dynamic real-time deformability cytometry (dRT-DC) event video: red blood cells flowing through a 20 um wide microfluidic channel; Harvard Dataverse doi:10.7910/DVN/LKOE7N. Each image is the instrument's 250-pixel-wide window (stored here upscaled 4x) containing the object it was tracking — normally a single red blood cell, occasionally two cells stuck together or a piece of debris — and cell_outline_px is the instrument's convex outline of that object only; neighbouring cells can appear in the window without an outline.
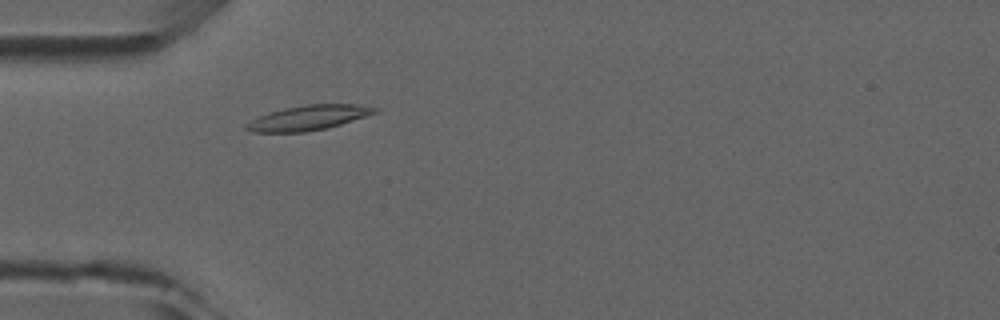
{"species": "common noctule bat (a hibernating species)", "species_latin": "Nyctalus noctula", "temperature_condition": "room temperature", "stored_images_in_passage": 3, "camera_frame_rate_fps": 3000, "um_per_image_px": 0.085, "animal": {"sex": "male", "forearm_length_mm": 52.5}, "frame": {"image": 1, "passage_image": 3, "time_ms": 2.333, "image_size_px": [1000, 320], "cell_outline_px": [[380, 112], [328, 128], [304, 132], [252, 132], [244, 128], [244, 124], [268, 112], [284, 108], [304, 104], [356, 104], [380, 108]], "centroid_in_image_um": [26.25, 10.0], "position_along_channel_um": 58.7, "area_um2": 18.79}}